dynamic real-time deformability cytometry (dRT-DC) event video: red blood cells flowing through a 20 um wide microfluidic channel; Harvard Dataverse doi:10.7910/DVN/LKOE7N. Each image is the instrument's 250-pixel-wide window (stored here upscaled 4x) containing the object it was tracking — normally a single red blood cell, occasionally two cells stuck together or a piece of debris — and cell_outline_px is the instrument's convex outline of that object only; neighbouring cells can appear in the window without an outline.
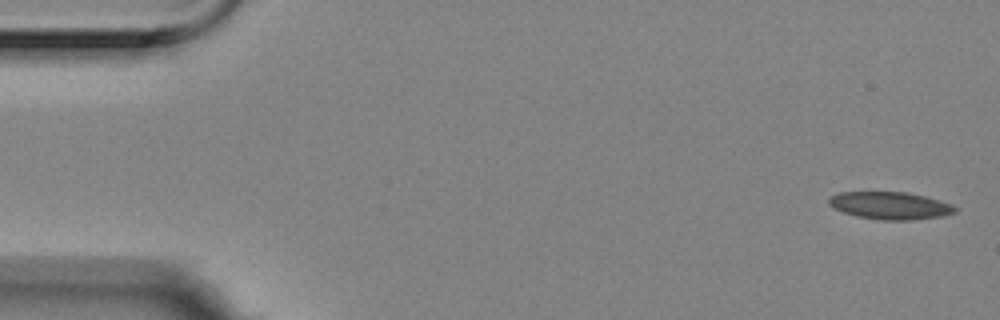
{"species": "Egyptian fruit bat (a non-hibernating species)", "species_latin": "Rousettus aegyptiacus", "temperature_condition": "room temperature", "stored_images_in_passage": 5, "camera_frame_rate_fps": 3000, "um_per_image_px": 0.085, "animal": {"sex": "female"}, "frame": {"image": 1, "passage_image": 1, "time_ms": 0.0, "image_size_px": [1000, 320], "cell_outline_px": [[960, 208], [956, 212], [944, 216], [912, 220], [880, 220], [856, 216], [832, 208], [828, 204], [828, 200], [832, 196], [840, 192], [908, 192], [924, 196], [952, 204]], "centroid_in_image_um": [75.69, 17.48], "position_along_channel_um": 9.3, "area_um2": 20.35}}